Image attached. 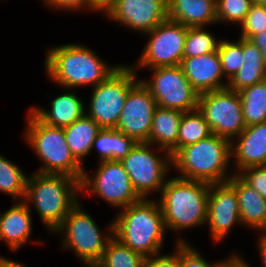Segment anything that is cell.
Instances as JSON below:
<instances>
[{"mask_svg": "<svg viewBox=\"0 0 266 267\" xmlns=\"http://www.w3.org/2000/svg\"><path fill=\"white\" fill-rule=\"evenodd\" d=\"M157 151L163 152V156L158 155ZM120 162L134 190L145 199L154 192L161 193L168 178V171L172 167L170 153L147 142L137 143Z\"/></svg>", "mask_w": 266, "mask_h": 267, "instance_id": "obj_9", "label": "cell"}, {"mask_svg": "<svg viewBox=\"0 0 266 267\" xmlns=\"http://www.w3.org/2000/svg\"><path fill=\"white\" fill-rule=\"evenodd\" d=\"M210 184L168 177L158 202L167 230L182 232L206 224Z\"/></svg>", "mask_w": 266, "mask_h": 267, "instance_id": "obj_4", "label": "cell"}, {"mask_svg": "<svg viewBox=\"0 0 266 267\" xmlns=\"http://www.w3.org/2000/svg\"><path fill=\"white\" fill-rule=\"evenodd\" d=\"M207 27H188L183 57H195L218 51L221 40L215 38Z\"/></svg>", "mask_w": 266, "mask_h": 267, "instance_id": "obj_31", "label": "cell"}, {"mask_svg": "<svg viewBox=\"0 0 266 267\" xmlns=\"http://www.w3.org/2000/svg\"><path fill=\"white\" fill-rule=\"evenodd\" d=\"M260 235L257 243V248L259 249L258 252L260 253L263 267H266V233H261Z\"/></svg>", "mask_w": 266, "mask_h": 267, "instance_id": "obj_41", "label": "cell"}, {"mask_svg": "<svg viewBox=\"0 0 266 267\" xmlns=\"http://www.w3.org/2000/svg\"><path fill=\"white\" fill-rule=\"evenodd\" d=\"M13 204L5 212H0V241L14 252L31 241L33 218L32 209L24 201Z\"/></svg>", "mask_w": 266, "mask_h": 267, "instance_id": "obj_19", "label": "cell"}, {"mask_svg": "<svg viewBox=\"0 0 266 267\" xmlns=\"http://www.w3.org/2000/svg\"><path fill=\"white\" fill-rule=\"evenodd\" d=\"M247 126L266 122V79L239 91Z\"/></svg>", "mask_w": 266, "mask_h": 267, "instance_id": "obj_27", "label": "cell"}, {"mask_svg": "<svg viewBox=\"0 0 266 267\" xmlns=\"http://www.w3.org/2000/svg\"><path fill=\"white\" fill-rule=\"evenodd\" d=\"M73 89H67L62 95L50 102V110L32 106L30 110L45 124L64 128L86 114L87 107Z\"/></svg>", "mask_w": 266, "mask_h": 267, "instance_id": "obj_20", "label": "cell"}, {"mask_svg": "<svg viewBox=\"0 0 266 267\" xmlns=\"http://www.w3.org/2000/svg\"><path fill=\"white\" fill-rule=\"evenodd\" d=\"M154 198L130 204L113 219V235L145 258L161 253L167 232L160 204Z\"/></svg>", "mask_w": 266, "mask_h": 267, "instance_id": "obj_2", "label": "cell"}, {"mask_svg": "<svg viewBox=\"0 0 266 267\" xmlns=\"http://www.w3.org/2000/svg\"><path fill=\"white\" fill-rule=\"evenodd\" d=\"M187 26L165 20L146 33L147 44L136 65H130L135 72L140 68L178 66L183 59Z\"/></svg>", "mask_w": 266, "mask_h": 267, "instance_id": "obj_12", "label": "cell"}, {"mask_svg": "<svg viewBox=\"0 0 266 267\" xmlns=\"http://www.w3.org/2000/svg\"><path fill=\"white\" fill-rule=\"evenodd\" d=\"M145 257L113 236L95 267H143Z\"/></svg>", "mask_w": 266, "mask_h": 267, "instance_id": "obj_30", "label": "cell"}, {"mask_svg": "<svg viewBox=\"0 0 266 267\" xmlns=\"http://www.w3.org/2000/svg\"><path fill=\"white\" fill-rule=\"evenodd\" d=\"M46 6L52 10H65L67 11H82V9L90 12V0H41Z\"/></svg>", "mask_w": 266, "mask_h": 267, "instance_id": "obj_38", "label": "cell"}, {"mask_svg": "<svg viewBox=\"0 0 266 267\" xmlns=\"http://www.w3.org/2000/svg\"><path fill=\"white\" fill-rule=\"evenodd\" d=\"M198 94L226 88L218 51L195 57H183L180 64ZM222 79V80H221Z\"/></svg>", "mask_w": 266, "mask_h": 267, "instance_id": "obj_18", "label": "cell"}, {"mask_svg": "<svg viewBox=\"0 0 266 267\" xmlns=\"http://www.w3.org/2000/svg\"><path fill=\"white\" fill-rule=\"evenodd\" d=\"M229 259L223 264L222 267H251L241 255L232 254L228 256Z\"/></svg>", "mask_w": 266, "mask_h": 267, "instance_id": "obj_40", "label": "cell"}, {"mask_svg": "<svg viewBox=\"0 0 266 267\" xmlns=\"http://www.w3.org/2000/svg\"><path fill=\"white\" fill-rule=\"evenodd\" d=\"M135 70L121 64L106 80L92 88L86 115L101 128L116 129L129 90L139 81Z\"/></svg>", "mask_w": 266, "mask_h": 267, "instance_id": "obj_8", "label": "cell"}, {"mask_svg": "<svg viewBox=\"0 0 266 267\" xmlns=\"http://www.w3.org/2000/svg\"><path fill=\"white\" fill-rule=\"evenodd\" d=\"M171 161L177 177L187 180L216 184L233 175L227 170L232 162L231 141L215 134L179 149Z\"/></svg>", "mask_w": 266, "mask_h": 267, "instance_id": "obj_5", "label": "cell"}, {"mask_svg": "<svg viewBox=\"0 0 266 267\" xmlns=\"http://www.w3.org/2000/svg\"><path fill=\"white\" fill-rule=\"evenodd\" d=\"M241 225L238 197L234 188L228 183L210 184L206 225H208L212 242L224 241L233 226Z\"/></svg>", "mask_w": 266, "mask_h": 267, "instance_id": "obj_15", "label": "cell"}, {"mask_svg": "<svg viewBox=\"0 0 266 267\" xmlns=\"http://www.w3.org/2000/svg\"><path fill=\"white\" fill-rule=\"evenodd\" d=\"M156 107V100L139 78L129 90L116 129L137 143H148Z\"/></svg>", "mask_w": 266, "mask_h": 267, "instance_id": "obj_14", "label": "cell"}, {"mask_svg": "<svg viewBox=\"0 0 266 267\" xmlns=\"http://www.w3.org/2000/svg\"><path fill=\"white\" fill-rule=\"evenodd\" d=\"M63 129L71 154L83 166V159L92 152L93 141L102 128L85 114Z\"/></svg>", "mask_w": 266, "mask_h": 267, "instance_id": "obj_25", "label": "cell"}, {"mask_svg": "<svg viewBox=\"0 0 266 267\" xmlns=\"http://www.w3.org/2000/svg\"><path fill=\"white\" fill-rule=\"evenodd\" d=\"M198 110L213 134L231 142L246 128L239 92L228 87L199 94Z\"/></svg>", "mask_w": 266, "mask_h": 267, "instance_id": "obj_11", "label": "cell"}, {"mask_svg": "<svg viewBox=\"0 0 266 267\" xmlns=\"http://www.w3.org/2000/svg\"><path fill=\"white\" fill-rule=\"evenodd\" d=\"M46 52L44 67L47 78L64 89L94 87L121 65H108L94 50L79 43L55 45Z\"/></svg>", "mask_w": 266, "mask_h": 267, "instance_id": "obj_1", "label": "cell"}, {"mask_svg": "<svg viewBox=\"0 0 266 267\" xmlns=\"http://www.w3.org/2000/svg\"><path fill=\"white\" fill-rule=\"evenodd\" d=\"M143 267H180L179 242L176 244L175 252L170 254H155L146 257Z\"/></svg>", "mask_w": 266, "mask_h": 267, "instance_id": "obj_37", "label": "cell"}, {"mask_svg": "<svg viewBox=\"0 0 266 267\" xmlns=\"http://www.w3.org/2000/svg\"><path fill=\"white\" fill-rule=\"evenodd\" d=\"M254 45H266V32H258L249 39Z\"/></svg>", "mask_w": 266, "mask_h": 267, "instance_id": "obj_43", "label": "cell"}, {"mask_svg": "<svg viewBox=\"0 0 266 267\" xmlns=\"http://www.w3.org/2000/svg\"><path fill=\"white\" fill-rule=\"evenodd\" d=\"M252 2L258 5H266V0H252Z\"/></svg>", "mask_w": 266, "mask_h": 267, "instance_id": "obj_45", "label": "cell"}, {"mask_svg": "<svg viewBox=\"0 0 266 267\" xmlns=\"http://www.w3.org/2000/svg\"><path fill=\"white\" fill-rule=\"evenodd\" d=\"M90 175L84 169L80 182V192L97 195L113 207L123 209L142 198L134 190L131 180L120 161H101Z\"/></svg>", "mask_w": 266, "mask_h": 267, "instance_id": "obj_10", "label": "cell"}, {"mask_svg": "<svg viewBox=\"0 0 266 267\" xmlns=\"http://www.w3.org/2000/svg\"><path fill=\"white\" fill-rule=\"evenodd\" d=\"M218 54L223 75L226 78L225 80L229 82L243 64V38L240 37L235 42L222 39L219 44Z\"/></svg>", "mask_w": 266, "mask_h": 267, "instance_id": "obj_32", "label": "cell"}, {"mask_svg": "<svg viewBox=\"0 0 266 267\" xmlns=\"http://www.w3.org/2000/svg\"><path fill=\"white\" fill-rule=\"evenodd\" d=\"M151 79H140L156 100L157 106L183 112L198 109V92L180 65L150 68Z\"/></svg>", "mask_w": 266, "mask_h": 267, "instance_id": "obj_13", "label": "cell"}, {"mask_svg": "<svg viewBox=\"0 0 266 267\" xmlns=\"http://www.w3.org/2000/svg\"><path fill=\"white\" fill-rule=\"evenodd\" d=\"M252 4V0H216L217 23H236L240 26Z\"/></svg>", "mask_w": 266, "mask_h": 267, "instance_id": "obj_33", "label": "cell"}, {"mask_svg": "<svg viewBox=\"0 0 266 267\" xmlns=\"http://www.w3.org/2000/svg\"><path fill=\"white\" fill-rule=\"evenodd\" d=\"M227 182L238 197L242 225L266 233V199L237 174H233Z\"/></svg>", "mask_w": 266, "mask_h": 267, "instance_id": "obj_21", "label": "cell"}, {"mask_svg": "<svg viewBox=\"0 0 266 267\" xmlns=\"http://www.w3.org/2000/svg\"><path fill=\"white\" fill-rule=\"evenodd\" d=\"M266 79V68L259 48L243 38V64L227 87L239 92Z\"/></svg>", "mask_w": 266, "mask_h": 267, "instance_id": "obj_24", "label": "cell"}, {"mask_svg": "<svg viewBox=\"0 0 266 267\" xmlns=\"http://www.w3.org/2000/svg\"><path fill=\"white\" fill-rule=\"evenodd\" d=\"M27 179L21 167L0 154V192L10 195L14 202L24 201Z\"/></svg>", "mask_w": 266, "mask_h": 267, "instance_id": "obj_29", "label": "cell"}, {"mask_svg": "<svg viewBox=\"0 0 266 267\" xmlns=\"http://www.w3.org/2000/svg\"><path fill=\"white\" fill-rule=\"evenodd\" d=\"M179 242V259L180 267H222L229 259L207 262L203 255L190 245L184 238H178L175 243Z\"/></svg>", "mask_w": 266, "mask_h": 267, "instance_id": "obj_35", "label": "cell"}, {"mask_svg": "<svg viewBox=\"0 0 266 267\" xmlns=\"http://www.w3.org/2000/svg\"><path fill=\"white\" fill-rule=\"evenodd\" d=\"M183 113L180 110L157 106L152 119L148 143L165 149L172 157L177 152L179 123Z\"/></svg>", "mask_w": 266, "mask_h": 267, "instance_id": "obj_23", "label": "cell"}, {"mask_svg": "<svg viewBox=\"0 0 266 267\" xmlns=\"http://www.w3.org/2000/svg\"><path fill=\"white\" fill-rule=\"evenodd\" d=\"M259 50L261 51V54L263 56L264 65L266 68V45H256Z\"/></svg>", "mask_w": 266, "mask_h": 267, "instance_id": "obj_44", "label": "cell"}, {"mask_svg": "<svg viewBox=\"0 0 266 267\" xmlns=\"http://www.w3.org/2000/svg\"><path fill=\"white\" fill-rule=\"evenodd\" d=\"M26 120L24 140L42 163L37 172L65 174L81 182L85 166L71 154L64 129L43 123L30 109Z\"/></svg>", "mask_w": 266, "mask_h": 267, "instance_id": "obj_6", "label": "cell"}, {"mask_svg": "<svg viewBox=\"0 0 266 267\" xmlns=\"http://www.w3.org/2000/svg\"><path fill=\"white\" fill-rule=\"evenodd\" d=\"M117 2L118 0H90V11H102L104 15H107Z\"/></svg>", "mask_w": 266, "mask_h": 267, "instance_id": "obj_39", "label": "cell"}, {"mask_svg": "<svg viewBox=\"0 0 266 267\" xmlns=\"http://www.w3.org/2000/svg\"><path fill=\"white\" fill-rule=\"evenodd\" d=\"M167 19L187 27L217 24L216 0H168Z\"/></svg>", "mask_w": 266, "mask_h": 267, "instance_id": "obj_22", "label": "cell"}, {"mask_svg": "<svg viewBox=\"0 0 266 267\" xmlns=\"http://www.w3.org/2000/svg\"><path fill=\"white\" fill-rule=\"evenodd\" d=\"M237 175L266 199V166L248 167Z\"/></svg>", "mask_w": 266, "mask_h": 267, "instance_id": "obj_36", "label": "cell"}, {"mask_svg": "<svg viewBox=\"0 0 266 267\" xmlns=\"http://www.w3.org/2000/svg\"><path fill=\"white\" fill-rule=\"evenodd\" d=\"M0 267H26L23 263L17 262L10 258L0 256Z\"/></svg>", "mask_w": 266, "mask_h": 267, "instance_id": "obj_42", "label": "cell"}, {"mask_svg": "<svg viewBox=\"0 0 266 267\" xmlns=\"http://www.w3.org/2000/svg\"><path fill=\"white\" fill-rule=\"evenodd\" d=\"M81 194L80 181L71 176L35 172L28 176L24 202L30 208L34 206L47 231L53 233Z\"/></svg>", "mask_w": 266, "mask_h": 267, "instance_id": "obj_3", "label": "cell"}, {"mask_svg": "<svg viewBox=\"0 0 266 267\" xmlns=\"http://www.w3.org/2000/svg\"><path fill=\"white\" fill-rule=\"evenodd\" d=\"M235 139L231 142L234 174L248 167L266 166V122L247 126Z\"/></svg>", "mask_w": 266, "mask_h": 267, "instance_id": "obj_17", "label": "cell"}, {"mask_svg": "<svg viewBox=\"0 0 266 267\" xmlns=\"http://www.w3.org/2000/svg\"><path fill=\"white\" fill-rule=\"evenodd\" d=\"M167 8L168 0H118L106 18L146 34L167 20Z\"/></svg>", "mask_w": 266, "mask_h": 267, "instance_id": "obj_16", "label": "cell"}, {"mask_svg": "<svg viewBox=\"0 0 266 267\" xmlns=\"http://www.w3.org/2000/svg\"><path fill=\"white\" fill-rule=\"evenodd\" d=\"M213 134L210 125L198 110L184 112L180 123L177 137V151L183 147L197 143Z\"/></svg>", "mask_w": 266, "mask_h": 267, "instance_id": "obj_28", "label": "cell"}, {"mask_svg": "<svg viewBox=\"0 0 266 267\" xmlns=\"http://www.w3.org/2000/svg\"><path fill=\"white\" fill-rule=\"evenodd\" d=\"M240 28V37L247 40L258 32H266V5L253 3Z\"/></svg>", "mask_w": 266, "mask_h": 267, "instance_id": "obj_34", "label": "cell"}, {"mask_svg": "<svg viewBox=\"0 0 266 267\" xmlns=\"http://www.w3.org/2000/svg\"><path fill=\"white\" fill-rule=\"evenodd\" d=\"M80 203L81 201L70 210L53 233L63 235L61 244L64 250L73 251L86 267H95L101 261L109 240L114 236L113 220L106 226L107 233L103 234Z\"/></svg>", "mask_w": 266, "mask_h": 267, "instance_id": "obj_7", "label": "cell"}, {"mask_svg": "<svg viewBox=\"0 0 266 267\" xmlns=\"http://www.w3.org/2000/svg\"><path fill=\"white\" fill-rule=\"evenodd\" d=\"M137 142L117 129L102 128L93 141L92 150L95 148L99 162L121 161L126 157Z\"/></svg>", "mask_w": 266, "mask_h": 267, "instance_id": "obj_26", "label": "cell"}]
</instances>
